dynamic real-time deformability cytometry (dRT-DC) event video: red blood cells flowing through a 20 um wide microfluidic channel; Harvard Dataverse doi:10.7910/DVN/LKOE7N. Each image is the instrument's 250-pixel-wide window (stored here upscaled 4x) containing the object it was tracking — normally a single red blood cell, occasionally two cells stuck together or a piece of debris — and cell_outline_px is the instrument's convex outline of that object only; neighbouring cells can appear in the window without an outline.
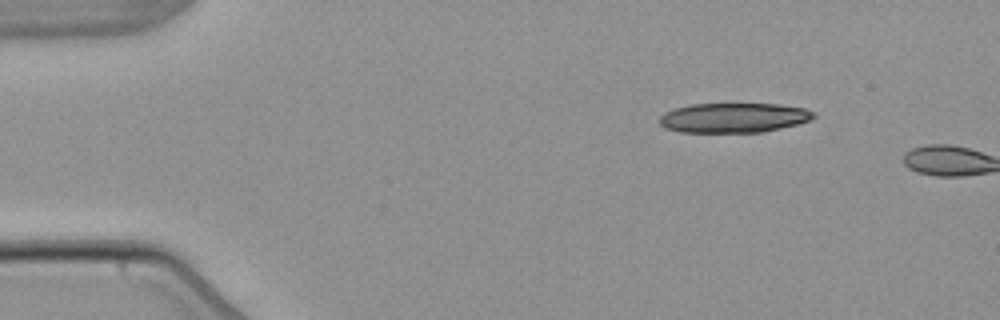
{"species": "common noctule bat (a hibernating species)", "species_latin": "Nyctalus noctula", "temperature_condition": "warm", "stored_images_in_passage": 2, "camera_frame_rate_fps": 3000, "um_per_image_px": 0.085, "animal": {"sex": "male", "body_mass_g": 21.5, "forearm_length_mm": 52.0}, "frame": {"image": 1, "passage_image": 1, "time_ms": 0.0, "image_size_px": [1000, 320], "cell_outline_px": [[816, 116], [812, 120], [764, 132], [680, 132], [664, 128], [660, 124], [660, 116], [664, 112], [676, 108], [692, 104], [780, 104], [804, 108], [816, 112]], "centroid_in_image_um": [62.38, 10.01], "position_along_channel_um": 22.6, "area_um2": 26.76}}